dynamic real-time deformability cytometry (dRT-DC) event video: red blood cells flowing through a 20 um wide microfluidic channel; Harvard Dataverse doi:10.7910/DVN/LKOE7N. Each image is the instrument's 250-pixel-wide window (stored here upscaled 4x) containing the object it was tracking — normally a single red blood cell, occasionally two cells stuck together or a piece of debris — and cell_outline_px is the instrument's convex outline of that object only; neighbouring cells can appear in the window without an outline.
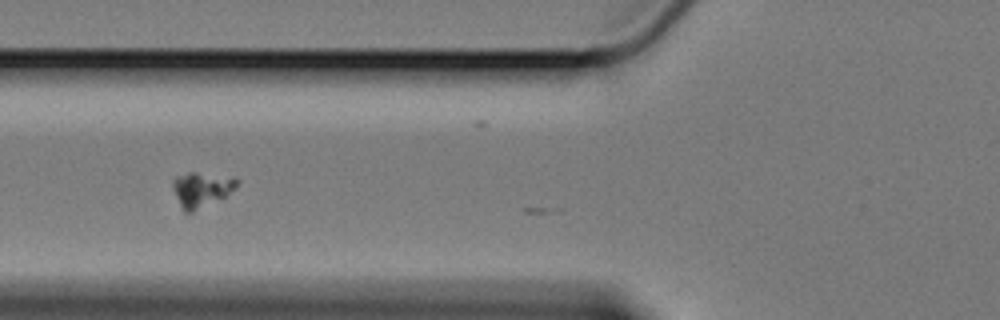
{"species": "Egyptian fruit bat (a non-hibernating species)", "species_latin": "Rousettus aegyptiacus", "temperature_condition": "cold", "stored_images_in_passage": 6, "camera_frame_rate_fps": 3000, "um_per_image_px": 0.085, "animal": {"sex": "female"}, "frame": {"image": 1, "passage_image": 3, "time_ms": 0.667, "image_size_px": [1000, 320], "cell_outline_px": [[240, 180], [236, 188], [224, 196], [192, 212], [184, 212], [180, 208], [172, 188], [172, 180], [176, 176], [188, 172], [196, 172]], "centroid_in_image_um": [17.05, 16.11], "position_along_channel_um": 108.8, "area_um2": 12.77}}